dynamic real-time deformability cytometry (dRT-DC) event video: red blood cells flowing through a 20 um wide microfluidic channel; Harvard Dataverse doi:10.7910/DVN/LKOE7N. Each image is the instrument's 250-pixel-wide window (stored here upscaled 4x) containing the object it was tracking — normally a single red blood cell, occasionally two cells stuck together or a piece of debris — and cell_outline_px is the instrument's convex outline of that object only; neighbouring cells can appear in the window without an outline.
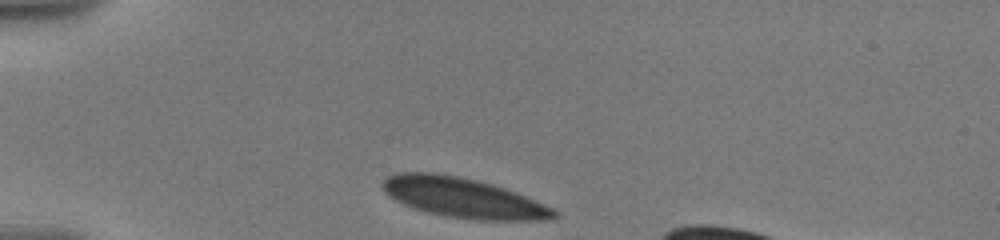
{"species": "human", "species_latin": "Homo sapiens", "temperature_condition": "warm", "stored_images_in_passage": 20, "camera_frame_rate_fps": 3000, "um_per_image_px": 0.085, "donor": {"sex": "male"}, "frame": {"image": 1, "passage_image": 1, "time_ms": 0.0, "image_size_px": [1000, 240], "cell_outline_px": [[560, 216], [548, 220], [476, 220], [448, 216], [428, 212], [404, 204], [388, 196], [380, 188], [380, 184], [388, 176], [400, 172], [432, 172], [460, 176], [492, 184], [516, 192], [544, 204], [552, 208]], "centroid_in_image_um": [39.35, 16.8], "position_along_channel_um": 45.6, "area_um2": 39.77}}
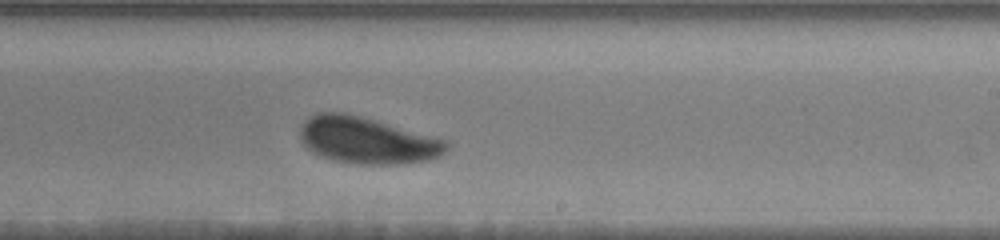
{"frame": {"image": 2, "passage_image": 12, "time_ms": 7.0, "image_size_px": [1000, 240], "cell_outline_px": [[448, 148], [440, 156], [428, 160], [400, 164], [360, 164], [336, 160], [324, 156], [308, 148], [304, 144], [300, 136], [300, 128], [304, 120], [308, 116], [316, 112], [344, 112], [376, 120], [448, 140]], "centroid_in_image_um": [31.22, 11.91], "position_along_channel_um": 257.8, "area_um2": 39.59}}
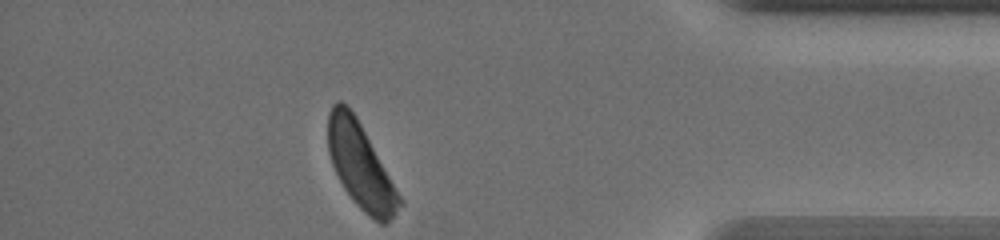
{"frame": {"image": 3, "passage_image": 20, "time_ms": 12.0, "image_size_px": [1000, 240], "cell_outline_px": [[400, 204], [396, 212], [384, 224], [380, 224], [368, 216], [352, 200], [344, 188], [332, 164], [328, 152], [328, 112], [332, 104], [336, 100], [340, 100], [356, 116], [400, 196]], "centroid_in_image_um": [30.59, 14.07], "position_along_channel_um": 404.6, "area_um2": 34.51}, "authors_computed_cell_mechanics": {"area_um2": 39.7953, "velocity_mm_per_s": 3.5209, "shape_relaxation_time_tau1_ms": 2.4804, "shape_relaxation_time_tau2_ms": null, "deformation_change_tau1": 0.0892, "deformation_change_tau2": null}}